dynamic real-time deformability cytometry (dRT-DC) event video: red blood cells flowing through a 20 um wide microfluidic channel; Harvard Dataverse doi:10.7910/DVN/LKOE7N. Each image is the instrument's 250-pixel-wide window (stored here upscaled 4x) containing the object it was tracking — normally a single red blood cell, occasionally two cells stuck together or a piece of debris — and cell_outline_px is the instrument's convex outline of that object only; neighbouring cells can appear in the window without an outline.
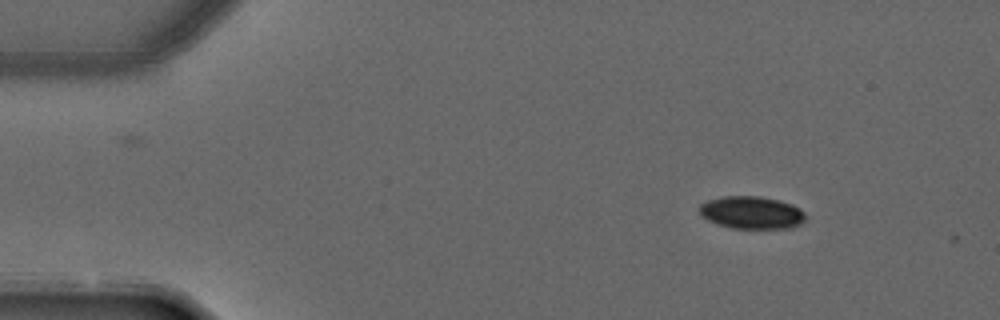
{"species": "common noctule bat (a hibernating species)", "species_latin": "Nyctalus noctula", "temperature_condition": "warm", "stored_images_in_passage": 2, "camera_frame_rate_fps": 3000, "um_per_image_px": 0.085, "animal": {"sex": "male", "forearm_length_mm": 52.5}, "frame": {"image": 1, "passage_image": 1, "time_ms": 0.0, "image_size_px": [1000, 320], "cell_outline_px": [[804, 220], [800, 224], [792, 228], [732, 228], [716, 224], [708, 220], [700, 212], [700, 204], [708, 200], [724, 196], [760, 196], [780, 200], [792, 204], [800, 208], [804, 212]], "centroid_in_image_um": [63.91, 18.06], "position_along_channel_um": 21.1, "area_um2": 20.11}}